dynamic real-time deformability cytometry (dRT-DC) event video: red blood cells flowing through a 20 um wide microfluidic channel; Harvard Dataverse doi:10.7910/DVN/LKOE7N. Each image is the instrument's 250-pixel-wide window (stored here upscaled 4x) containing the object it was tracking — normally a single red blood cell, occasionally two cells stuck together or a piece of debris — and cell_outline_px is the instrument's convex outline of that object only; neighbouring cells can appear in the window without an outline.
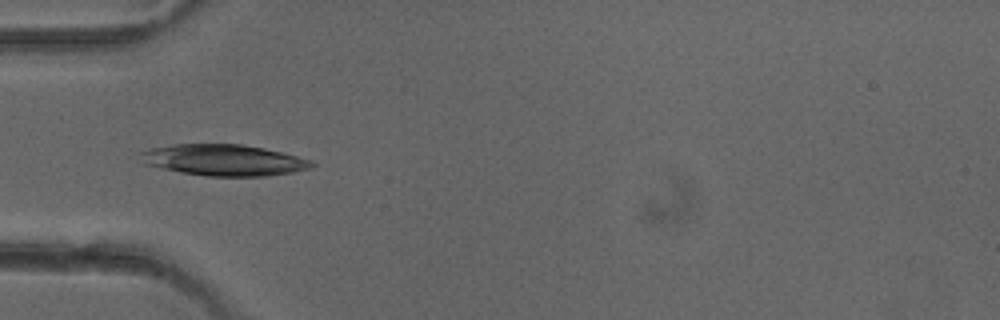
{"species": "common noctule bat (a hibernating species)", "species_latin": "Nyctalus noctula", "temperature_condition": "cold", "stored_images_in_passage": 5, "camera_frame_rate_fps": 3000, "um_per_image_px": 0.085, "animal": {"sex": "female"}, "frame": {"image": 1, "passage_image": 5, "time_ms": 4.667, "image_size_px": [1000, 320], "cell_outline_px": [[316, 164], [312, 168], [292, 172], [268, 176], [204, 176], [180, 172], [144, 164], [136, 152], [152, 148], [172, 144], [240, 144], [264, 148], [312, 160]], "centroid_in_image_um": [18.99, 13.61], "position_along_channel_um": 66.0, "area_um2": 31.33}}